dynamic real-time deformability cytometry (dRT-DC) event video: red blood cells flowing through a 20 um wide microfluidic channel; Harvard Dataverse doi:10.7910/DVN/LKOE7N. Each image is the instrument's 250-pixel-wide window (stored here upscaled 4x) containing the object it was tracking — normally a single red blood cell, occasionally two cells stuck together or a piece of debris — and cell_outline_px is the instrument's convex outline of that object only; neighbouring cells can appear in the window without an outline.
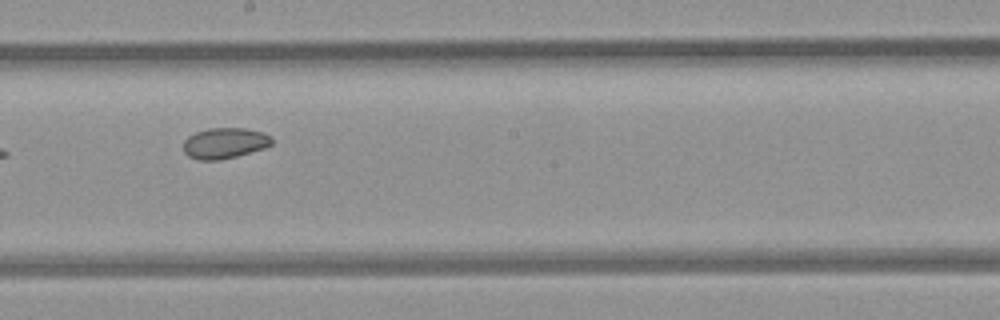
{"species": "common noctule bat (a hibernating species)", "species_latin": "Nyctalus noctula", "temperature_condition": "room temperature", "stored_images_in_passage": 9, "camera_frame_rate_fps": 3000, "um_per_image_px": 0.085, "animal": {"sex": "female", "body_mass_g": 21.9}, "frame": {"image": 1, "passage_image": 8, "time_ms": 2.333, "image_size_px": [1000, 320], "cell_outline_px": [[272, 144], [264, 148], [236, 156], [220, 160], [200, 160], [188, 156], [184, 152], [184, 140], [188, 136], [196, 132], [208, 128], [244, 128], [264, 132], [272, 136]], "centroid_in_image_um": [19.1, 12.16], "position_along_channel_um": 229.1, "area_um2": 15.9}}
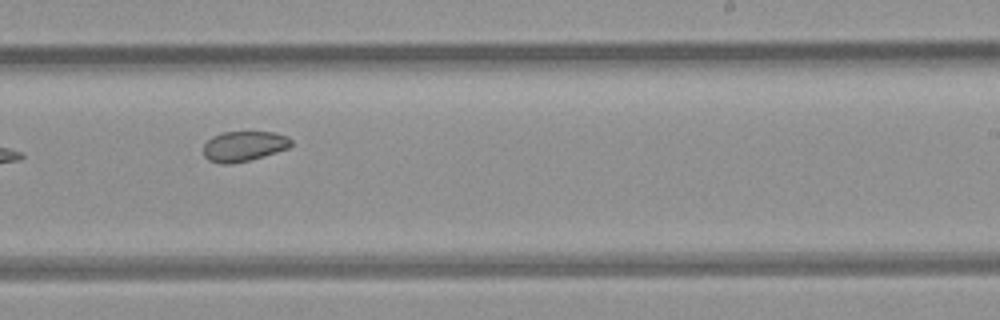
{"frame": {"image": 2, "passage_image": 9, "time_ms": 2.667, "image_size_px": [1000, 320], "cell_outline_px": [[292, 144], [288, 148], [264, 156], [248, 160], [228, 164], [220, 164], [208, 160], [204, 156], [204, 144], [212, 136], [224, 132], [276, 132], [288, 136], [292, 140]], "centroid_in_image_um": [20.73, 12.42], "position_along_channel_um": 268.3, "area_um2": 15.43}}